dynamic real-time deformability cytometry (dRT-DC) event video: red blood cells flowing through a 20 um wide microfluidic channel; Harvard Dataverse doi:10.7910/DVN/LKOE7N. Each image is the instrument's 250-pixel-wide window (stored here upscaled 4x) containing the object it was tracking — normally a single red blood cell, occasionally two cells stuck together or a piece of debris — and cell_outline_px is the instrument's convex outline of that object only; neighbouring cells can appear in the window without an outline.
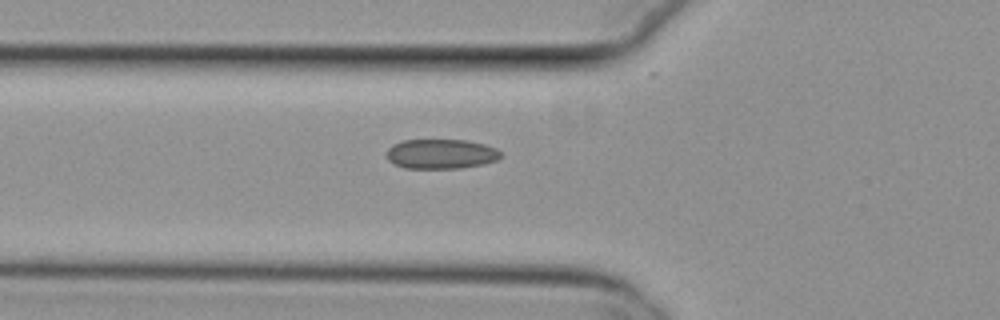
{"species": "common noctule bat (a hibernating species)", "species_latin": "Nyctalus noctula", "temperature_condition": "cold", "stored_images_in_passage": 33, "camera_frame_rate_fps": 3000, "um_per_image_px": 0.085, "animal": {"sex": "female", "body_mass_g": 29.2, "forearm_length_mm": 56.3}, "frame": {"image": 1, "passage_image": 2, "time_ms": 0.333, "image_size_px": [1000, 320], "cell_outline_px": [[504, 152], [496, 160], [484, 164], [460, 168], [404, 168], [392, 164], [388, 160], [384, 152], [392, 144], [404, 140], [468, 140], [484, 144], [496, 148]], "centroid_in_image_um": [37.46, 13.08], "position_along_channel_um": 88.3, "area_um2": 20.06}}
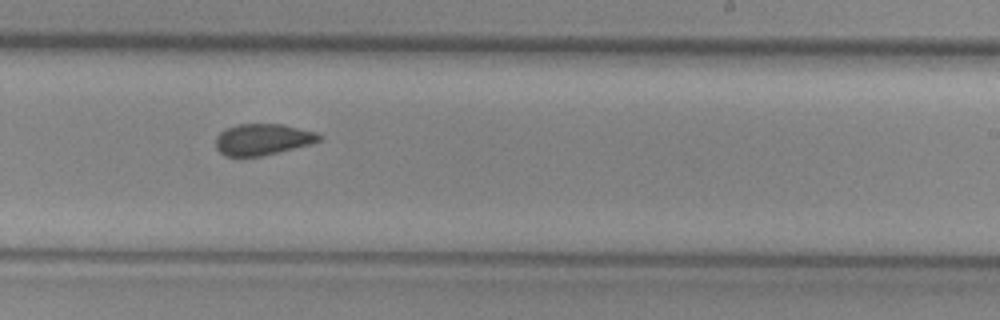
{"frame": {"image": 2, "passage_image": 16, "time_ms": 5.0, "image_size_px": [1000, 320], "cell_outline_px": [[324, 136], [320, 140], [312, 144], [260, 156], [224, 156], [216, 148], [216, 136], [220, 132], [236, 124], [280, 124], [316, 132]], "centroid_in_image_um": [22.33, 11.85], "position_along_channel_um": 266.7, "area_um2": 18.79}}
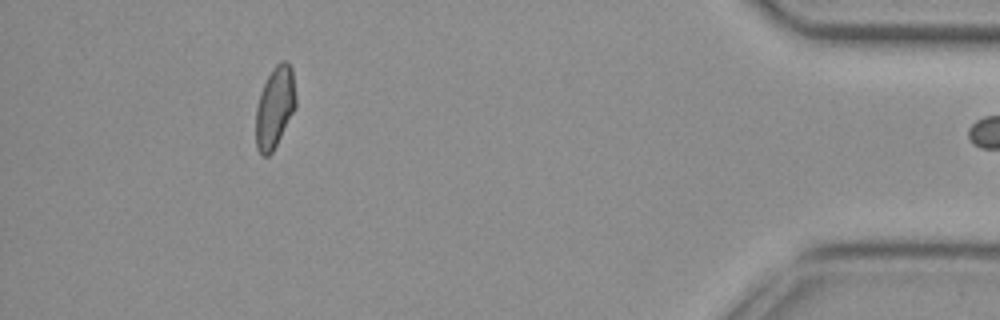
{"frame": {"image": 3, "passage_image": 32, "time_ms": 10.333, "image_size_px": [1000, 320], "cell_outline_px": [[296, 108], [272, 152], [268, 156], [260, 156], [256, 148], [256, 108], [260, 92], [272, 68], [280, 60], [288, 60], [292, 68], [296, 96]], "centroid_in_image_um": [23.36, 9.1], "position_along_channel_um": 411.8, "area_um2": 19.19}}